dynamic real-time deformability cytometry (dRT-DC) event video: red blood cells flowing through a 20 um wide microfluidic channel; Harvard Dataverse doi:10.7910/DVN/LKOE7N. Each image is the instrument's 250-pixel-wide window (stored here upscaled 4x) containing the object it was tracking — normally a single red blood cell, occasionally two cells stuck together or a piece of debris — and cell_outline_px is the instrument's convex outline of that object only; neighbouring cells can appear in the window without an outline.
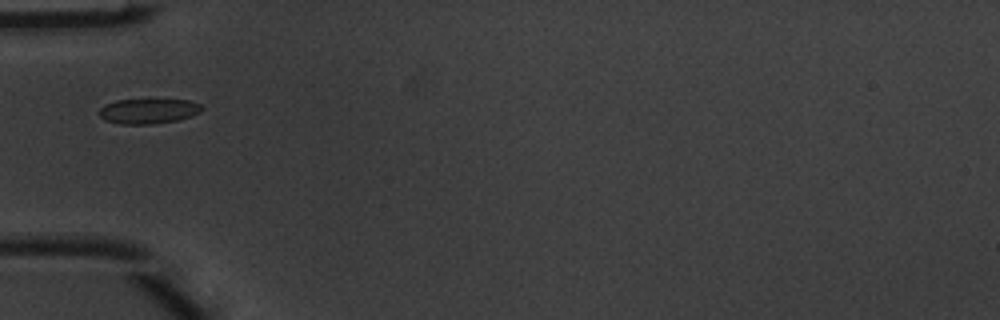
{"species": "common noctule bat (a hibernating species)", "species_latin": "Nyctalus noctula", "temperature_condition": "warm", "stored_images_in_passage": 1, "camera_frame_rate_fps": 3000, "um_per_image_px": 0.085, "animal": {"sex": "male", "body_mass_g": 20.1, "forearm_length_mm": 53.5}, "frame": {"image": 1, "passage_image": 1, "time_ms": 0.0, "image_size_px": [1000, 320], "cell_outline_px": [[204, 108], [200, 112], [192, 116], [176, 120], [152, 124], [120, 124], [104, 120], [100, 116], [100, 108], [104, 104], [116, 100], [188, 100], [200, 104]], "centroid_in_image_um": [12.6, 9.45], "position_along_channel_um": 72.4, "area_um2": 14.91}}